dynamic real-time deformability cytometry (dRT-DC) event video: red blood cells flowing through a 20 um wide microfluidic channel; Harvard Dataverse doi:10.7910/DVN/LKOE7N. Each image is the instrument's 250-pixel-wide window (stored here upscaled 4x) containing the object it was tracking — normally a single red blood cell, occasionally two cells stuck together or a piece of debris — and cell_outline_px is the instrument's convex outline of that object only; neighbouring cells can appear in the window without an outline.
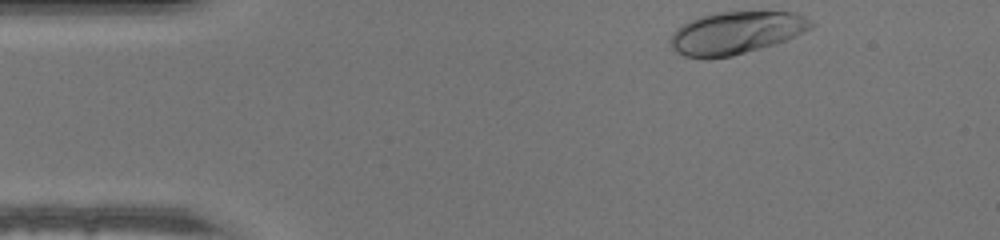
{"species": "human", "species_latin": "Homo sapiens", "temperature_condition": "warm", "stored_images_in_passage": 34, "camera_frame_rate_fps": 3000, "um_per_image_px": 0.085, "donor": {"sex": "male"}, "frame": {"image": 1, "passage_image": 1, "time_ms": 0.0, "image_size_px": [1000, 240], "cell_outline_px": [[816, 24], [812, 28], [804, 32], [784, 40], [760, 48], [732, 56], [704, 60], [684, 56], [676, 52], [672, 48], [668, 40], [672, 32], [676, 28], [700, 16], [716, 12], [796, 12], [812, 20]], "centroid_in_image_um": [62.52, 2.8], "position_along_channel_um": 22.5, "area_um2": 35.03}}
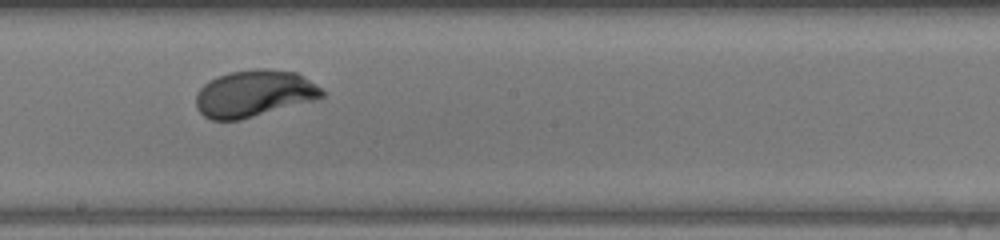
{"frame": {"image": 2, "passage_image": 21, "time_ms": 6.667, "image_size_px": [1000, 240], "cell_outline_px": [[328, 92], [324, 96], [316, 100], [240, 120], [212, 120], [204, 116], [196, 108], [196, 92], [208, 80], [216, 76], [228, 72], [256, 68], [264, 68], [296, 72]], "centroid_in_image_um": [21.6, 7.94], "position_along_channel_um": 226.6, "area_um2": 34.74}}
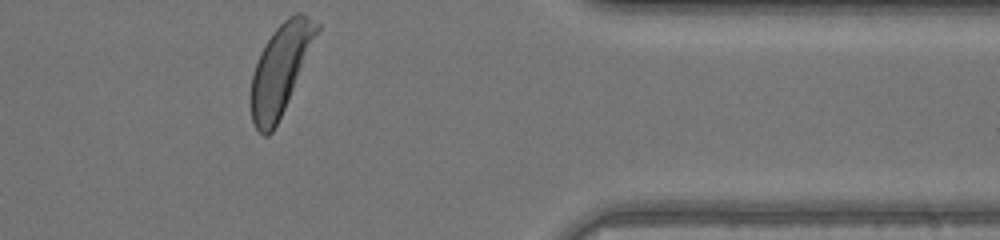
{"frame": {"image": 3, "passage_image": 34, "time_ms": 11.0, "image_size_px": [1000, 240], "cell_outline_px": [[320, 28], [284, 108], [272, 132], [268, 136], [264, 136], [256, 128], [252, 120], [248, 100], [252, 76], [260, 52], [264, 44], [272, 32], [288, 16], [296, 12], [300, 12], [308, 16], [320, 24]], "centroid_in_image_um": [23.79, 5.88], "position_along_channel_um": 387.6, "area_um2": 33.99}}